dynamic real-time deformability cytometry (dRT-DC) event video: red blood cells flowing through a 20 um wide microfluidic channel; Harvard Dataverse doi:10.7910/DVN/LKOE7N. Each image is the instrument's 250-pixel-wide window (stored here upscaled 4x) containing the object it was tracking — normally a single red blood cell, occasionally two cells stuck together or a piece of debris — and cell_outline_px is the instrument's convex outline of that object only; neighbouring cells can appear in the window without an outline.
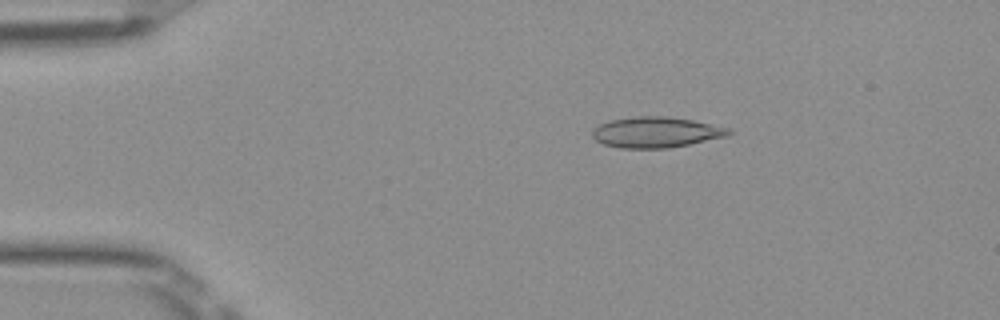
{"species": "Egyptian fruit bat (a non-hibernating species)", "species_latin": "Rousettus aegyptiacus", "temperature_condition": "room temperature", "stored_images_in_passage": 50, "camera_frame_rate_fps": 3000, "um_per_image_px": 0.085, "frame": {"image": 1, "passage_image": 9, "time_ms": 2.667, "image_size_px": [1000, 320], "cell_outline_px": [[736, 132], [728, 136], [668, 148], [620, 148], [604, 144], [596, 140], [592, 136], [592, 132], [600, 124], [608, 120], [636, 116], [668, 116], [692, 120], [732, 128]], "centroid_in_image_um": [55.81, 11.23], "position_along_channel_um": 29.2, "area_um2": 24.51}}
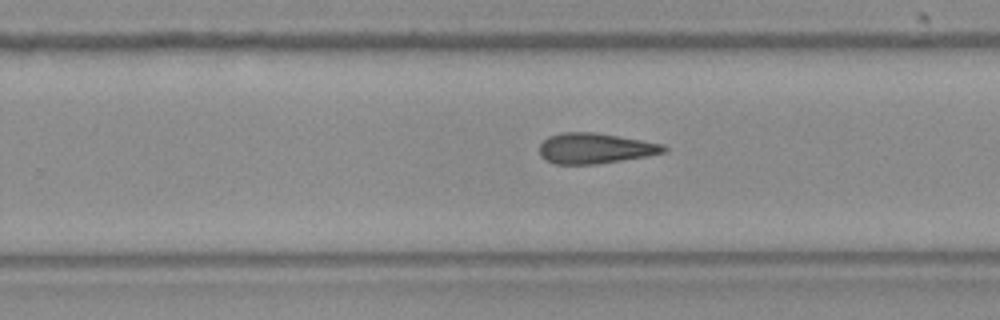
{"frame": {"image": 2, "passage_image": 32, "time_ms": 10.333, "image_size_px": [1000, 320], "cell_outline_px": [[668, 152], [648, 156], [596, 164], [556, 164], [540, 156], [540, 144], [548, 136], [560, 132], [592, 132], [664, 144], [668, 148]], "centroid_in_image_um": [50.6, 12.61], "position_along_channel_um": 279.2, "area_um2": 22.02}}
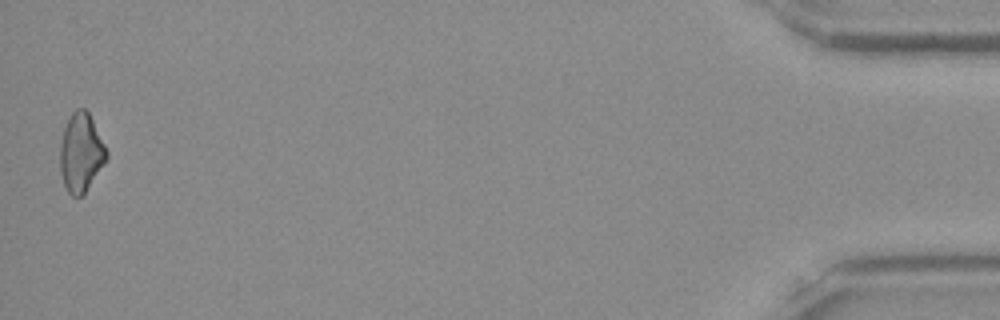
{"frame": {"image": 3, "passage_image": 50, "time_ms": 16.333, "image_size_px": [1000, 320], "cell_outline_px": [[108, 156], [104, 164], [84, 192], [80, 196], [72, 196], [68, 192], [64, 184], [60, 172], [60, 144], [64, 128], [72, 112], [76, 108], [84, 108], [88, 112], [108, 152]], "centroid_in_image_um": [6.87, 12.96], "position_along_channel_um": 428.3, "area_um2": 20.92}}